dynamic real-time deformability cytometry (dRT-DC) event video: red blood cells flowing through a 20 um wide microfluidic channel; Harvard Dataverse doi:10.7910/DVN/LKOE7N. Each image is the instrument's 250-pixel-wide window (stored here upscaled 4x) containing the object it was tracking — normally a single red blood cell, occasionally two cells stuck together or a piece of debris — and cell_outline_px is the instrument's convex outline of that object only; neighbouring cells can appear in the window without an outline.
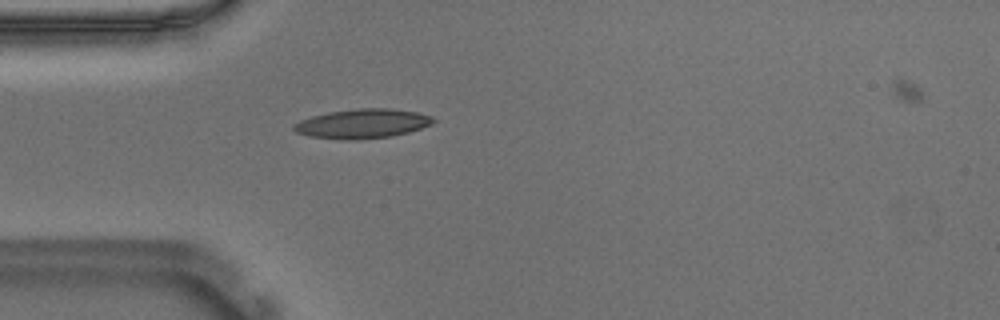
{"species": "Egyptian fruit bat (a non-hibernating species)", "species_latin": "Rousettus aegyptiacus", "temperature_condition": "warm", "stored_images_in_passage": 40, "camera_frame_rate_fps": 3000, "um_per_image_px": 0.085, "animal": {"sex": "male"}, "frame": {"image": 1, "passage_image": 1, "time_ms": 0.0, "image_size_px": [1000, 320], "cell_outline_px": [[436, 120], [432, 124], [408, 132], [392, 136], [356, 140], [344, 140], [308, 136], [296, 132], [292, 128], [292, 124], [300, 120], [312, 116], [328, 112], [360, 108], [388, 108], [416, 112], [432, 116]], "centroid_in_image_um": [30.78, 10.51], "position_along_channel_um": 54.2, "area_um2": 23.93}}
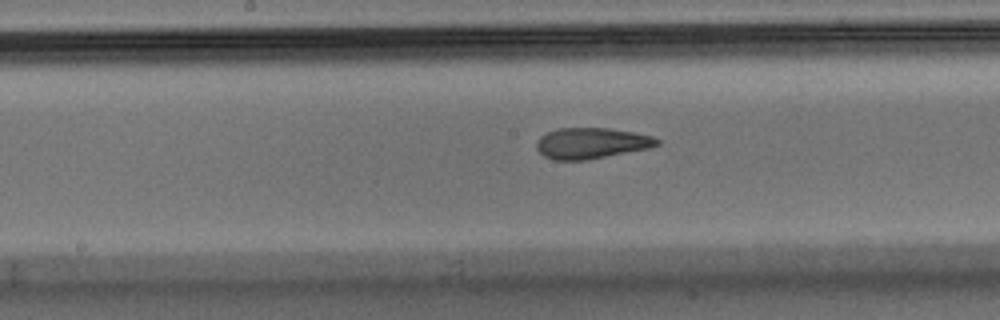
{"frame": {"image": 2, "passage_image": 13, "time_ms": 4.0, "image_size_px": [1000, 320], "cell_outline_px": [[660, 144], [652, 148], [588, 160], [552, 160], [544, 156], [536, 148], [536, 140], [540, 136], [556, 128], [608, 128], [632, 132], [652, 136], [660, 140]], "centroid_in_image_um": [50.27, 12.18], "position_along_channel_um": 197.9, "area_um2": 21.96}}
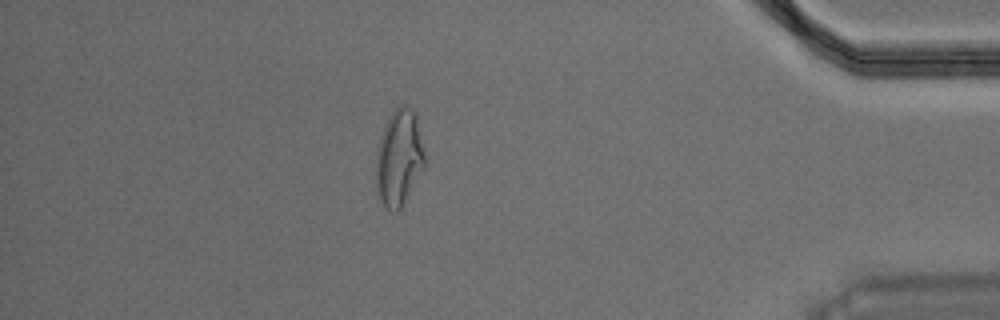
{"frame": {"image": 3, "passage_image": 33, "time_ms": 10.667, "image_size_px": [1000, 320], "cell_outline_px": [[428, 160], [424, 168], [400, 208], [396, 212], [392, 212], [380, 200], [376, 184], [376, 152], [380, 136], [384, 124], [392, 112], [396, 108], [404, 104], [412, 108], [416, 112]], "centroid_in_image_um": [33.95, 13.35], "position_along_channel_um": 401.2, "area_um2": 27.8}, "authors_computed_cell_mechanics": {"area_um2": 22.4553, "velocity_mm_per_s": 3.6908, "shape_relaxation_time_tau1_ms": 10.9068, "shape_relaxation_time_tau2_ms": 1.9673, "deformation_change_tau1": 0.2875, "deformation_change_tau2": 0.0966}}